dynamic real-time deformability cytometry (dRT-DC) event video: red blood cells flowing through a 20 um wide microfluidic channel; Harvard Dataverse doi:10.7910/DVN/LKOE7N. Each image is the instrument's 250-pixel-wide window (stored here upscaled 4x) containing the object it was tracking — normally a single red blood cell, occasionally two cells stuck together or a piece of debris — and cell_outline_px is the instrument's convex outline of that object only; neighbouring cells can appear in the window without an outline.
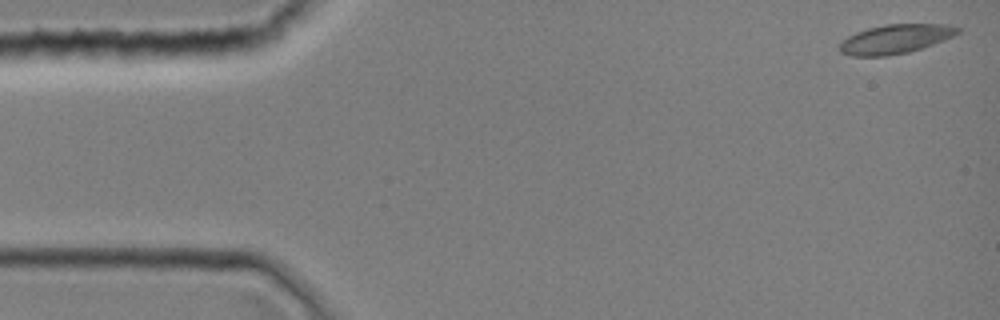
{"species": "common noctule bat (a hibernating species)", "species_latin": "Nyctalus noctula", "temperature_condition": "room temperature", "stored_images_in_passage": 3, "camera_frame_rate_fps": 3000, "um_per_image_px": 0.085, "animal": {"sex": "female", "body_mass_g": 19.0, "forearm_length_mm": 51.5}, "frame": {"image": 1, "passage_image": 1, "time_ms": 0.0, "image_size_px": [1000, 320], "cell_outline_px": [[960, 32], [944, 40], [908, 52], [888, 56], [852, 56], [840, 52], [840, 44], [848, 36], [856, 32], [868, 28], [884, 24], [948, 24], [960, 28]], "centroid_in_image_um": [76.11, 3.31], "position_along_channel_um": 8.9, "area_um2": 19.94}}